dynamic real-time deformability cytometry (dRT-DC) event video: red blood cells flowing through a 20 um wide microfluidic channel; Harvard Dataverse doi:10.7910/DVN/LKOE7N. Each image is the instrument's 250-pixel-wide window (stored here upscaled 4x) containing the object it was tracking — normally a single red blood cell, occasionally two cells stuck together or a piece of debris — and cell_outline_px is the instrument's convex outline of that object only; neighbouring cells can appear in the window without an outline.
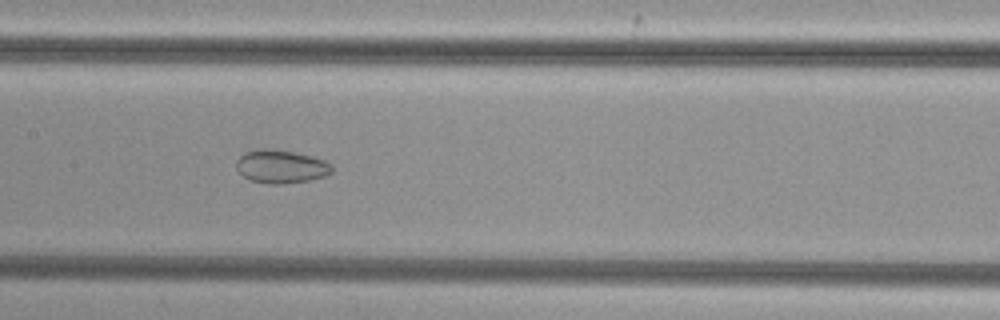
{"species": "common noctule bat (a hibernating species)", "species_latin": "Nyctalus noctula", "temperature_condition": "cold", "stored_images_in_passage": 51, "segment_of_instrument_passage": [2, 2], "camera_frame_rate_fps": 3000, "um_per_image_px": 0.085, "animal": {"sex": "female", "body_mass_g": 29.2, "forearm_length_mm": 56.3}, "frame": {"image": 1, "passage_image": 25, "time_ms": 8.0, "image_size_px": [1000, 320], "cell_outline_px": [[332, 172], [324, 176], [308, 180], [280, 184], [268, 184], [248, 180], [236, 168], [236, 160], [244, 152], [260, 148], [268, 148], [296, 152], [312, 156], [324, 160], [332, 164]], "centroid_in_image_um": [23.86, 14.14], "position_along_channel_um": 183.5, "area_um2": 18.67}}
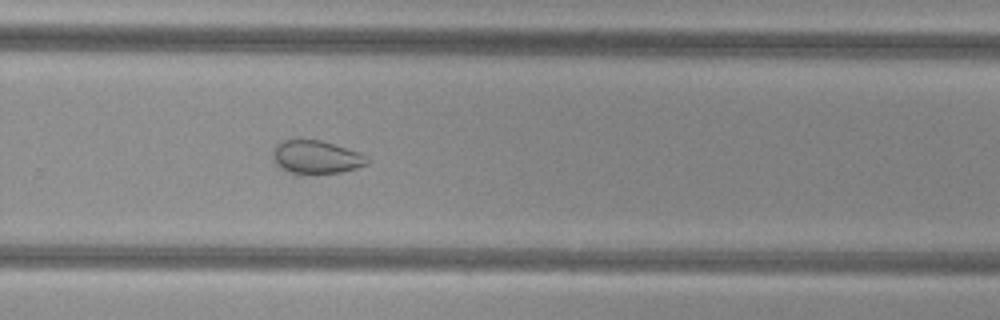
{"frame": {"image": 2, "passage_image": 34, "time_ms": 11.0, "image_size_px": [1000, 320], "cell_outline_px": [[372, 160], [368, 164], [356, 168], [340, 172], [304, 176], [296, 176], [276, 164], [272, 160], [272, 148], [276, 144], [284, 140], [320, 140], [360, 152]], "centroid_in_image_um": [26.86, 13.39], "position_along_channel_um": 302.9, "area_um2": 18.84}}
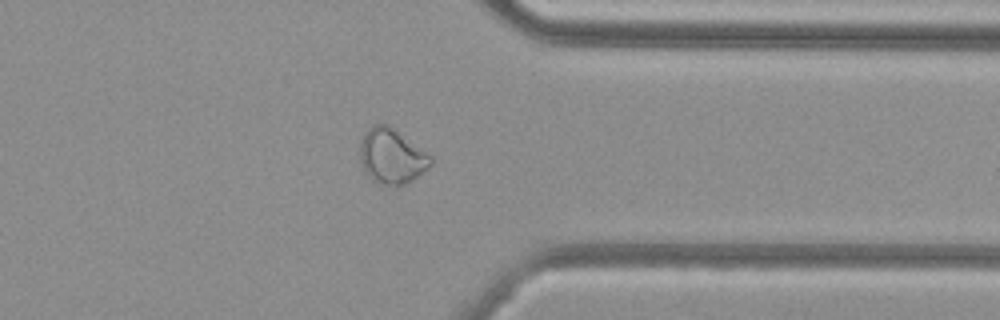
{"frame": {"image": 3, "passage_image": 40, "time_ms": 13.0, "image_size_px": [1000, 320], "cell_outline_px": [[432, 164], [412, 180], [396, 188], [380, 184], [372, 180], [364, 172], [360, 164], [360, 144], [364, 132], [372, 124], [388, 124], [396, 128], [432, 156]], "centroid_in_image_um": [33.28, 13.28], "position_along_channel_um": 378.1, "area_um2": 23.24}}